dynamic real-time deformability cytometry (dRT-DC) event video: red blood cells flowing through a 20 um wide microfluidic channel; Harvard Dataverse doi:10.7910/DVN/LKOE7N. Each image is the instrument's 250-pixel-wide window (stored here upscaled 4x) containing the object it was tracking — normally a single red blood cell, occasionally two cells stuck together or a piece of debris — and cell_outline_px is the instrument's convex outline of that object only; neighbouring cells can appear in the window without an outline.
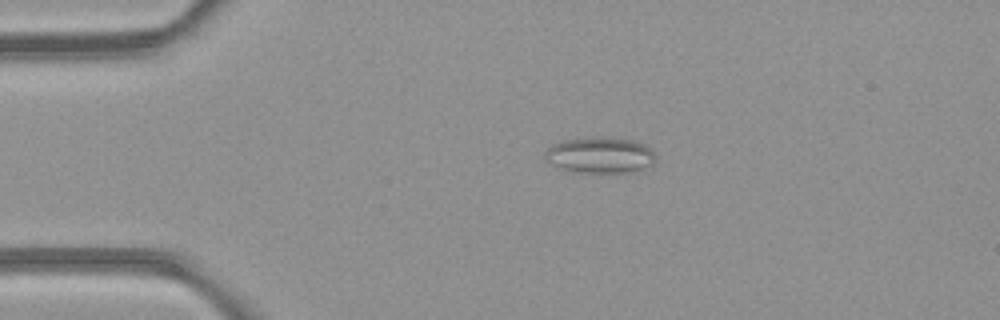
{"species": "common noctule bat (a hibernating species)", "species_latin": "Nyctalus noctula", "temperature_condition": "room temperature", "stored_images_in_passage": 41, "camera_frame_rate_fps": 3000, "um_per_image_px": 0.085, "animal": {"sex": "female", "body_mass_g": 21.9}, "frame": {"image": 1, "passage_image": 2, "time_ms": 0.333, "image_size_px": [1000, 320], "cell_outline_px": [[656, 160], [652, 164], [628, 172], [576, 172], [560, 168], [552, 164], [548, 160], [544, 152], [552, 144], [564, 140], [600, 136], [632, 140], [644, 144], [656, 156]], "centroid_in_image_um": [50.99, 13.17], "position_along_channel_um": 34.0, "area_um2": 22.89}}
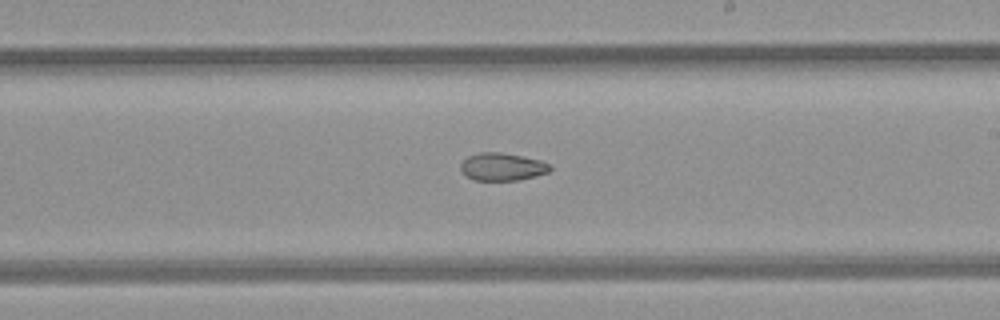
{"frame": {"image": 2, "passage_image": 20, "time_ms": 6.333, "image_size_px": [1000, 320], "cell_outline_px": [[552, 168], [548, 172], [536, 176], [520, 180], [472, 180], [460, 168], [460, 164], [468, 156], [480, 152], [500, 152], [540, 160], [552, 164]], "centroid_in_image_um": [42.72, 14.18], "position_along_channel_um": 246.3, "area_um2": 14.39}}
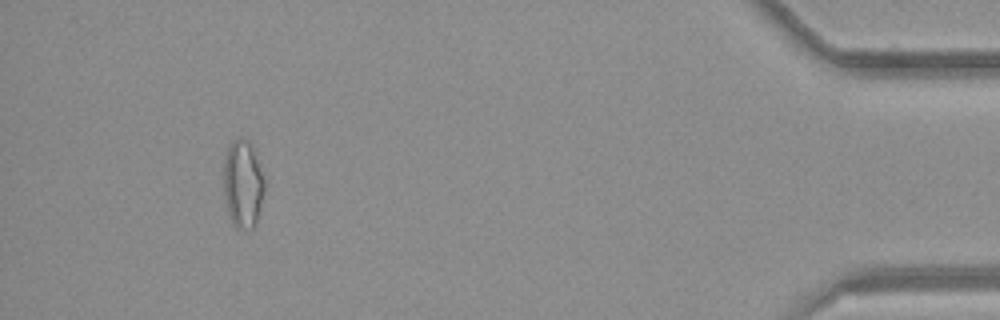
{"frame": {"image": 3, "passage_image": 37, "time_ms": 12.0, "image_size_px": [1000, 320], "cell_outline_px": [[264, 192], [256, 224], [252, 228], [236, 228], [232, 224], [228, 212], [224, 196], [224, 160], [228, 148], [236, 140], [248, 140], [252, 148], [264, 180]], "centroid_in_image_um": [20.64, 15.71], "position_along_channel_um": 414.6, "area_um2": 20.35}, "authors_computed_cell_mechanics": {"area_um2": 17.051, "velocity_mm_per_s": 4.2355, "shape_relaxation_time_tau1_ms": null, "shape_relaxation_time_tau2_ms": 10.7662, "deformation_change_tau1": null, "deformation_change_tau2": 0.1726}}